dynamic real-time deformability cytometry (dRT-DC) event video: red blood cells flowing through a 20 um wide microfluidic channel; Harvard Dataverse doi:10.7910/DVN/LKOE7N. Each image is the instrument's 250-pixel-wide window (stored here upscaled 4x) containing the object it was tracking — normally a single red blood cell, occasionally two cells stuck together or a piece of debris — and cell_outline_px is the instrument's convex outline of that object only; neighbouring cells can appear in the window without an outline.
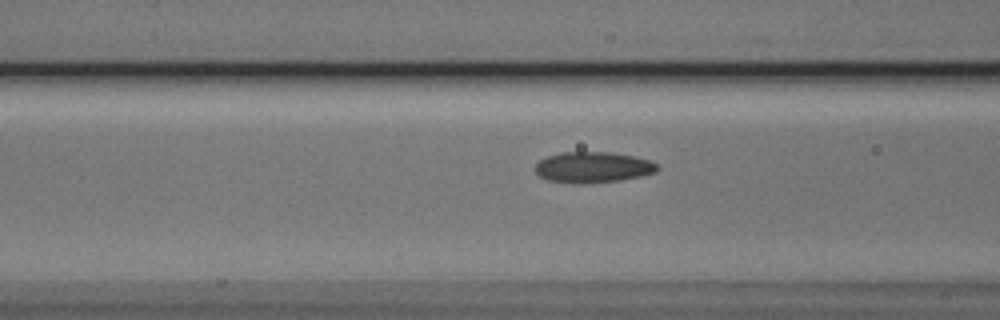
{"species": "Egyptian fruit bat (a non-hibernating species)", "species_latin": "Rousettus aegyptiacus", "temperature_condition": "cold", "stored_images_in_passage": 14, "camera_frame_rate_fps": 3000, "um_per_image_px": 0.085, "animal": {"sex": "male"}, "frame": {"image": 1, "passage_image": 12, "time_ms": 3.667, "image_size_px": [1000, 320], "cell_outline_px": [[660, 168], [656, 172], [640, 176], [620, 180], [584, 184], [572, 184], [548, 180], [540, 176], [536, 172], [536, 164], [540, 160], [548, 156], [560, 152], [612, 152], [632, 156], [648, 160], [656, 164]], "centroid_in_image_um": [50.39, 14.22], "position_along_channel_um": 116.2, "area_um2": 21.96}}